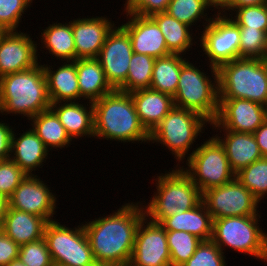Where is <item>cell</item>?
<instances>
[{
  "instance_id": "obj_1",
  "label": "cell",
  "mask_w": 267,
  "mask_h": 266,
  "mask_svg": "<svg viewBox=\"0 0 267 266\" xmlns=\"http://www.w3.org/2000/svg\"><path fill=\"white\" fill-rule=\"evenodd\" d=\"M146 201L124 203L112 214L82 222L99 266H129Z\"/></svg>"
},
{
  "instance_id": "obj_2",
  "label": "cell",
  "mask_w": 267,
  "mask_h": 266,
  "mask_svg": "<svg viewBox=\"0 0 267 266\" xmlns=\"http://www.w3.org/2000/svg\"><path fill=\"white\" fill-rule=\"evenodd\" d=\"M93 107L95 139L150 143L149 133L140 123L130 93L114 89L94 101Z\"/></svg>"
},
{
  "instance_id": "obj_3",
  "label": "cell",
  "mask_w": 267,
  "mask_h": 266,
  "mask_svg": "<svg viewBox=\"0 0 267 266\" xmlns=\"http://www.w3.org/2000/svg\"><path fill=\"white\" fill-rule=\"evenodd\" d=\"M47 79L41 62L35 67L0 78V114L26 120L50 109ZM5 113V114H4Z\"/></svg>"
},
{
  "instance_id": "obj_4",
  "label": "cell",
  "mask_w": 267,
  "mask_h": 266,
  "mask_svg": "<svg viewBox=\"0 0 267 266\" xmlns=\"http://www.w3.org/2000/svg\"><path fill=\"white\" fill-rule=\"evenodd\" d=\"M169 171L158 173L155 179L156 191L148 203L143 205L145 217L160 224L165 218L179 211L189 210L202 202V192L191 178L174 166Z\"/></svg>"
},
{
  "instance_id": "obj_5",
  "label": "cell",
  "mask_w": 267,
  "mask_h": 266,
  "mask_svg": "<svg viewBox=\"0 0 267 266\" xmlns=\"http://www.w3.org/2000/svg\"><path fill=\"white\" fill-rule=\"evenodd\" d=\"M195 65L188 60L181 67L174 105L197 112L212 123L219 111L218 71L209 65L210 75Z\"/></svg>"
},
{
  "instance_id": "obj_6",
  "label": "cell",
  "mask_w": 267,
  "mask_h": 266,
  "mask_svg": "<svg viewBox=\"0 0 267 266\" xmlns=\"http://www.w3.org/2000/svg\"><path fill=\"white\" fill-rule=\"evenodd\" d=\"M217 71L219 98L246 99L267 107V59L239 58Z\"/></svg>"
},
{
  "instance_id": "obj_7",
  "label": "cell",
  "mask_w": 267,
  "mask_h": 266,
  "mask_svg": "<svg viewBox=\"0 0 267 266\" xmlns=\"http://www.w3.org/2000/svg\"><path fill=\"white\" fill-rule=\"evenodd\" d=\"M207 124L210 122L199 113L174 106L149 134V142L168 148L176 159L174 166H182L185 157L188 159L195 151L192 146L205 133Z\"/></svg>"
},
{
  "instance_id": "obj_8",
  "label": "cell",
  "mask_w": 267,
  "mask_h": 266,
  "mask_svg": "<svg viewBox=\"0 0 267 266\" xmlns=\"http://www.w3.org/2000/svg\"><path fill=\"white\" fill-rule=\"evenodd\" d=\"M201 146L185 159L181 169L198 186L201 192L231 182L236 178L225 150L220 142L212 135L205 139ZM184 166H187L184 168Z\"/></svg>"
},
{
  "instance_id": "obj_9",
  "label": "cell",
  "mask_w": 267,
  "mask_h": 266,
  "mask_svg": "<svg viewBox=\"0 0 267 266\" xmlns=\"http://www.w3.org/2000/svg\"><path fill=\"white\" fill-rule=\"evenodd\" d=\"M261 215L232 216L213 220L211 240L225 253L227 249L256 257L261 261L264 233L260 228ZM265 231V232H264Z\"/></svg>"
},
{
  "instance_id": "obj_10",
  "label": "cell",
  "mask_w": 267,
  "mask_h": 266,
  "mask_svg": "<svg viewBox=\"0 0 267 266\" xmlns=\"http://www.w3.org/2000/svg\"><path fill=\"white\" fill-rule=\"evenodd\" d=\"M55 220L48 222L44 239L55 266H99L96 264L91 245L83 224L67 227Z\"/></svg>"
},
{
  "instance_id": "obj_11",
  "label": "cell",
  "mask_w": 267,
  "mask_h": 266,
  "mask_svg": "<svg viewBox=\"0 0 267 266\" xmlns=\"http://www.w3.org/2000/svg\"><path fill=\"white\" fill-rule=\"evenodd\" d=\"M197 26L203 55L207 58V66L218 68L220 65L239 59L240 30L233 19L227 15L213 14L211 22L204 27Z\"/></svg>"
},
{
  "instance_id": "obj_12",
  "label": "cell",
  "mask_w": 267,
  "mask_h": 266,
  "mask_svg": "<svg viewBox=\"0 0 267 266\" xmlns=\"http://www.w3.org/2000/svg\"><path fill=\"white\" fill-rule=\"evenodd\" d=\"M202 202L213 220L232 216L261 215L258 209L260 201L237 178L202 192Z\"/></svg>"
},
{
  "instance_id": "obj_13",
  "label": "cell",
  "mask_w": 267,
  "mask_h": 266,
  "mask_svg": "<svg viewBox=\"0 0 267 266\" xmlns=\"http://www.w3.org/2000/svg\"><path fill=\"white\" fill-rule=\"evenodd\" d=\"M39 175H27L8 198L9 207L43 217L47 222L55 221L57 206L56 193H53ZM56 194V195H55ZM57 196V197H56ZM54 217V219H53Z\"/></svg>"
},
{
  "instance_id": "obj_14",
  "label": "cell",
  "mask_w": 267,
  "mask_h": 266,
  "mask_svg": "<svg viewBox=\"0 0 267 266\" xmlns=\"http://www.w3.org/2000/svg\"><path fill=\"white\" fill-rule=\"evenodd\" d=\"M129 266H171L166 230L160 224L141 220Z\"/></svg>"
},
{
  "instance_id": "obj_15",
  "label": "cell",
  "mask_w": 267,
  "mask_h": 266,
  "mask_svg": "<svg viewBox=\"0 0 267 266\" xmlns=\"http://www.w3.org/2000/svg\"><path fill=\"white\" fill-rule=\"evenodd\" d=\"M132 54L130 36L118 24L107 35L97 57L113 89H118L126 81Z\"/></svg>"
},
{
  "instance_id": "obj_16",
  "label": "cell",
  "mask_w": 267,
  "mask_h": 266,
  "mask_svg": "<svg viewBox=\"0 0 267 266\" xmlns=\"http://www.w3.org/2000/svg\"><path fill=\"white\" fill-rule=\"evenodd\" d=\"M32 39L30 34L23 31H6L2 35L0 38V78L31 69L40 63L41 58L38 54L40 52L37 46L40 43Z\"/></svg>"
},
{
  "instance_id": "obj_17",
  "label": "cell",
  "mask_w": 267,
  "mask_h": 266,
  "mask_svg": "<svg viewBox=\"0 0 267 266\" xmlns=\"http://www.w3.org/2000/svg\"><path fill=\"white\" fill-rule=\"evenodd\" d=\"M267 119V107L250 100L219 98L215 122L224 130L254 133Z\"/></svg>"
},
{
  "instance_id": "obj_18",
  "label": "cell",
  "mask_w": 267,
  "mask_h": 266,
  "mask_svg": "<svg viewBox=\"0 0 267 266\" xmlns=\"http://www.w3.org/2000/svg\"><path fill=\"white\" fill-rule=\"evenodd\" d=\"M122 14L127 15L128 21L122 22L120 26L130 36L133 53L149 55L155 59L172 54L157 22L151 16Z\"/></svg>"
},
{
  "instance_id": "obj_19",
  "label": "cell",
  "mask_w": 267,
  "mask_h": 266,
  "mask_svg": "<svg viewBox=\"0 0 267 266\" xmlns=\"http://www.w3.org/2000/svg\"><path fill=\"white\" fill-rule=\"evenodd\" d=\"M103 16H87L72 19L76 60L97 58L105 43L107 35L116 26L111 18Z\"/></svg>"
},
{
  "instance_id": "obj_20",
  "label": "cell",
  "mask_w": 267,
  "mask_h": 266,
  "mask_svg": "<svg viewBox=\"0 0 267 266\" xmlns=\"http://www.w3.org/2000/svg\"><path fill=\"white\" fill-rule=\"evenodd\" d=\"M211 126L212 131L215 130L216 133L220 130L214 137L223 146L235 174L263 157L252 133L224 130L215 121L210 123V128Z\"/></svg>"
},
{
  "instance_id": "obj_21",
  "label": "cell",
  "mask_w": 267,
  "mask_h": 266,
  "mask_svg": "<svg viewBox=\"0 0 267 266\" xmlns=\"http://www.w3.org/2000/svg\"><path fill=\"white\" fill-rule=\"evenodd\" d=\"M49 152L43 141L35 134L31 127L25 132L23 131L22 134L13 131L10 159L27 175H37L35 171H40L38 168L44 166L43 164L46 163V159L49 158Z\"/></svg>"
},
{
  "instance_id": "obj_22",
  "label": "cell",
  "mask_w": 267,
  "mask_h": 266,
  "mask_svg": "<svg viewBox=\"0 0 267 266\" xmlns=\"http://www.w3.org/2000/svg\"><path fill=\"white\" fill-rule=\"evenodd\" d=\"M82 102L84 101L81 103L78 101L58 102L51 103L50 106L65 127L67 134L74 141L80 138L94 137L93 102Z\"/></svg>"
},
{
  "instance_id": "obj_23",
  "label": "cell",
  "mask_w": 267,
  "mask_h": 266,
  "mask_svg": "<svg viewBox=\"0 0 267 266\" xmlns=\"http://www.w3.org/2000/svg\"><path fill=\"white\" fill-rule=\"evenodd\" d=\"M142 126L150 134L175 106L173 97L151 88L130 93Z\"/></svg>"
},
{
  "instance_id": "obj_24",
  "label": "cell",
  "mask_w": 267,
  "mask_h": 266,
  "mask_svg": "<svg viewBox=\"0 0 267 266\" xmlns=\"http://www.w3.org/2000/svg\"><path fill=\"white\" fill-rule=\"evenodd\" d=\"M42 65L47 79V93L50 103L80 101V89L75 61H64L57 69Z\"/></svg>"
},
{
  "instance_id": "obj_25",
  "label": "cell",
  "mask_w": 267,
  "mask_h": 266,
  "mask_svg": "<svg viewBox=\"0 0 267 266\" xmlns=\"http://www.w3.org/2000/svg\"><path fill=\"white\" fill-rule=\"evenodd\" d=\"M47 223L43 217L8 207L2 228L4 234L21 246L42 239Z\"/></svg>"
},
{
  "instance_id": "obj_26",
  "label": "cell",
  "mask_w": 267,
  "mask_h": 266,
  "mask_svg": "<svg viewBox=\"0 0 267 266\" xmlns=\"http://www.w3.org/2000/svg\"><path fill=\"white\" fill-rule=\"evenodd\" d=\"M160 225L166 231H185L202 241L211 240L212 237L213 219L203 202L165 218Z\"/></svg>"
},
{
  "instance_id": "obj_27",
  "label": "cell",
  "mask_w": 267,
  "mask_h": 266,
  "mask_svg": "<svg viewBox=\"0 0 267 266\" xmlns=\"http://www.w3.org/2000/svg\"><path fill=\"white\" fill-rule=\"evenodd\" d=\"M80 100L94 102L114 89L107 82L104 70L97 58L76 60Z\"/></svg>"
},
{
  "instance_id": "obj_28",
  "label": "cell",
  "mask_w": 267,
  "mask_h": 266,
  "mask_svg": "<svg viewBox=\"0 0 267 266\" xmlns=\"http://www.w3.org/2000/svg\"><path fill=\"white\" fill-rule=\"evenodd\" d=\"M46 29H42L41 35V49L48 50L50 56H55L56 60L61 61H75L76 49L74 42V35L72 31V20L68 23H61L58 21L48 24Z\"/></svg>"
},
{
  "instance_id": "obj_29",
  "label": "cell",
  "mask_w": 267,
  "mask_h": 266,
  "mask_svg": "<svg viewBox=\"0 0 267 266\" xmlns=\"http://www.w3.org/2000/svg\"><path fill=\"white\" fill-rule=\"evenodd\" d=\"M151 17L157 22L165 38L166 46L172 54L185 56L187 51L192 49L193 44H197L195 39L197 40L198 36L192 32L193 29L167 12L156 13Z\"/></svg>"
},
{
  "instance_id": "obj_30",
  "label": "cell",
  "mask_w": 267,
  "mask_h": 266,
  "mask_svg": "<svg viewBox=\"0 0 267 266\" xmlns=\"http://www.w3.org/2000/svg\"><path fill=\"white\" fill-rule=\"evenodd\" d=\"M29 122H31V125H29L31 129L43 141L49 151H52L53 148L59 150L72 145V139L51 108L36 114L29 119Z\"/></svg>"
},
{
  "instance_id": "obj_31",
  "label": "cell",
  "mask_w": 267,
  "mask_h": 266,
  "mask_svg": "<svg viewBox=\"0 0 267 266\" xmlns=\"http://www.w3.org/2000/svg\"><path fill=\"white\" fill-rule=\"evenodd\" d=\"M187 56L170 54L155 59L150 88L174 97L181 67L188 61Z\"/></svg>"
},
{
  "instance_id": "obj_32",
  "label": "cell",
  "mask_w": 267,
  "mask_h": 266,
  "mask_svg": "<svg viewBox=\"0 0 267 266\" xmlns=\"http://www.w3.org/2000/svg\"><path fill=\"white\" fill-rule=\"evenodd\" d=\"M155 58L133 53L129 63L126 81L117 89L126 93L150 88Z\"/></svg>"
},
{
  "instance_id": "obj_33",
  "label": "cell",
  "mask_w": 267,
  "mask_h": 266,
  "mask_svg": "<svg viewBox=\"0 0 267 266\" xmlns=\"http://www.w3.org/2000/svg\"><path fill=\"white\" fill-rule=\"evenodd\" d=\"M208 10L210 12L205 0H171L165 12L191 28L199 22H202L204 28L213 18V15L207 16L210 15Z\"/></svg>"
},
{
  "instance_id": "obj_34",
  "label": "cell",
  "mask_w": 267,
  "mask_h": 266,
  "mask_svg": "<svg viewBox=\"0 0 267 266\" xmlns=\"http://www.w3.org/2000/svg\"><path fill=\"white\" fill-rule=\"evenodd\" d=\"M238 181L261 203L267 197V157L252 162L236 173Z\"/></svg>"
},
{
  "instance_id": "obj_35",
  "label": "cell",
  "mask_w": 267,
  "mask_h": 266,
  "mask_svg": "<svg viewBox=\"0 0 267 266\" xmlns=\"http://www.w3.org/2000/svg\"><path fill=\"white\" fill-rule=\"evenodd\" d=\"M171 266H181L195 253L201 239L185 231H166Z\"/></svg>"
},
{
  "instance_id": "obj_36",
  "label": "cell",
  "mask_w": 267,
  "mask_h": 266,
  "mask_svg": "<svg viewBox=\"0 0 267 266\" xmlns=\"http://www.w3.org/2000/svg\"><path fill=\"white\" fill-rule=\"evenodd\" d=\"M239 30V58L267 59V33L249 27H239Z\"/></svg>"
},
{
  "instance_id": "obj_37",
  "label": "cell",
  "mask_w": 267,
  "mask_h": 266,
  "mask_svg": "<svg viewBox=\"0 0 267 266\" xmlns=\"http://www.w3.org/2000/svg\"><path fill=\"white\" fill-rule=\"evenodd\" d=\"M33 0H0V26L6 31H18L23 14L31 8ZM21 22V23H20Z\"/></svg>"
},
{
  "instance_id": "obj_38",
  "label": "cell",
  "mask_w": 267,
  "mask_h": 266,
  "mask_svg": "<svg viewBox=\"0 0 267 266\" xmlns=\"http://www.w3.org/2000/svg\"><path fill=\"white\" fill-rule=\"evenodd\" d=\"M229 17L239 27L259 29L267 33V4L237 8Z\"/></svg>"
},
{
  "instance_id": "obj_39",
  "label": "cell",
  "mask_w": 267,
  "mask_h": 266,
  "mask_svg": "<svg viewBox=\"0 0 267 266\" xmlns=\"http://www.w3.org/2000/svg\"><path fill=\"white\" fill-rule=\"evenodd\" d=\"M223 251L212 241H201L195 253L181 266H227Z\"/></svg>"
},
{
  "instance_id": "obj_40",
  "label": "cell",
  "mask_w": 267,
  "mask_h": 266,
  "mask_svg": "<svg viewBox=\"0 0 267 266\" xmlns=\"http://www.w3.org/2000/svg\"><path fill=\"white\" fill-rule=\"evenodd\" d=\"M18 259L27 266H55L44 238L21 245Z\"/></svg>"
},
{
  "instance_id": "obj_41",
  "label": "cell",
  "mask_w": 267,
  "mask_h": 266,
  "mask_svg": "<svg viewBox=\"0 0 267 266\" xmlns=\"http://www.w3.org/2000/svg\"><path fill=\"white\" fill-rule=\"evenodd\" d=\"M26 176L12 159L0 161V194L9 198Z\"/></svg>"
},
{
  "instance_id": "obj_42",
  "label": "cell",
  "mask_w": 267,
  "mask_h": 266,
  "mask_svg": "<svg viewBox=\"0 0 267 266\" xmlns=\"http://www.w3.org/2000/svg\"><path fill=\"white\" fill-rule=\"evenodd\" d=\"M171 0H125L122 13L152 16L166 11Z\"/></svg>"
},
{
  "instance_id": "obj_43",
  "label": "cell",
  "mask_w": 267,
  "mask_h": 266,
  "mask_svg": "<svg viewBox=\"0 0 267 266\" xmlns=\"http://www.w3.org/2000/svg\"><path fill=\"white\" fill-rule=\"evenodd\" d=\"M20 246L3 232L0 234V266L18 259Z\"/></svg>"
},
{
  "instance_id": "obj_44",
  "label": "cell",
  "mask_w": 267,
  "mask_h": 266,
  "mask_svg": "<svg viewBox=\"0 0 267 266\" xmlns=\"http://www.w3.org/2000/svg\"><path fill=\"white\" fill-rule=\"evenodd\" d=\"M13 128L9 123L0 120V161L10 159Z\"/></svg>"
},
{
  "instance_id": "obj_45",
  "label": "cell",
  "mask_w": 267,
  "mask_h": 266,
  "mask_svg": "<svg viewBox=\"0 0 267 266\" xmlns=\"http://www.w3.org/2000/svg\"><path fill=\"white\" fill-rule=\"evenodd\" d=\"M263 157H267V119L253 133Z\"/></svg>"
},
{
  "instance_id": "obj_46",
  "label": "cell",
  "mask_w": 267,
  "mask_h": 266,
  "mask_svg": "<svg viewBox=\"0 0 267 266\" xmlns=\"http://www.w3.org/2000/svg\"><path fill=\"white\" fill-rule=\"evenodd\" d=\"M205 2L210 10L211 8H213L211 10L212 12L216 10V15L218 14L230 16V6L233 0H205Z\"/></svg>"
},
{
  "instance_id": "obj_47",
  "label": "cell",
  "mask_w": 267,
  "mask_h": 266,
  "mask_svg": "<svg viewBox=\"0 0 267 266\" xmlns=\"http://www.w3.org/2000/svg\"><path fill=\"white\" fill-rule=\"evenodd\" d=\"M267 4V0H233L230 6V15L240 7Z\"/></svg>"
},
{
  "instance_id": "obj_48",
  "label": "cell",
  "mask_w": 267,
  "mask_h": 266,
  "mask_svg": "<svg viewBox=\"0 0 267 266\" xmlns=\"http://www.w3.org/2000/svg\"><path fill=\"white\" fill-rule=\"evenodd\" d=\"M9 207V200L8 198L0 194V222H3V219L5 218V215L7 213Z\"/></svg>"
},
{
  "instance_id": "obj_49",
  "label": "cell",
  "mask_w": 267,
  "mask_h": 266,
  "mask_svg": "<svg viewBox=\"0 0 267 266\" xmlns=\"http://www.w3.org/2000/svg\"><path fill=\"white\" fill-rule=\"evenodd\" d=\"M261 261L267 262V232L264 233V251Z\"/></svg>"
},
{
  "instance_id": "obj_50",
  "label": "cell",
  "mask_w": 267,
  "mask_h": 266,
  "mask_svg": "<svg viewBox=\"0 0 267 266\" xmlns=\"http://www.w3.org/2000/svg\"><path fill=\"white\" fill-rule=\"evenodd\" d=\"M6 266H27L24 263H22L19 259L11 261L8 265Z\"/></svg>"
},
{
  "instance_id": "obj_51",
  "label": "cell",
  "mask_w": 267,
  "mask_h": 266,
  "mask_svg": "<svg viewBox=\"0 0 267 266\" xmlns=\"http://www.w3.org/2000/svg\"><path fill=\"white\" fill-rule=\"evenodd\" d=\"M6 32V30H4L1 26H0V38L2 37V35Z\"/></svg>"
},
{
  "instance_id": "obj_52",
  "label": "cell",
  "mask_w": 267,
  "mask_h": 266,
  "mask_svg": "<svg viewBox=\"0 0 267 266\" xmlns=\"http://www.w3.org/2000/svg\"><path fill=\"white\" fill-rule=\"evenodd\" d=\"M3 232L2 222H0V234Z\"/></svg>"
}]
</instances>
